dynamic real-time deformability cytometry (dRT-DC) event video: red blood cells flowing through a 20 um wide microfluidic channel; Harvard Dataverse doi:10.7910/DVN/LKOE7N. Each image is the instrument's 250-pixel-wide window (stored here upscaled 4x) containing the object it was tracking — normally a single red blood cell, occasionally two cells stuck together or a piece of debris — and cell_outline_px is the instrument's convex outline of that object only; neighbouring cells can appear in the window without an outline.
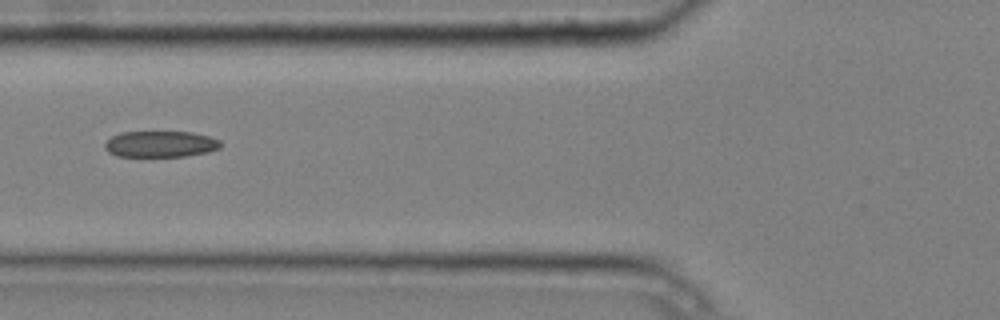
{"species": "common noctule bat (a hibernating species)", "species_latin": "Nyctalus noctula", "temperature_condition": "cold", "stored_images_in_passage": 6, "camera_frame_rate_fps": 3000, "um_per_image_px": 0.085, "animal": {"sex": "male", "body_mass_g": 20.4}, "frame": {"image": 1, "passage_image": 3, "time_ms": 0.667, "image_size_px": [1000, 320], "cell_outline_px": [[224, 144], [220, 148], [208, 152], [184, 156], [116, 156], [108, 152], [104, 148], [104, 144], [112, 136], [120, 132], [192, 132], [208, 136], [220, 140]], "centroid_in_image_um": [13.65, 12.24], "position_along_channel_um": 112.1, "area_um2": 17.74}}
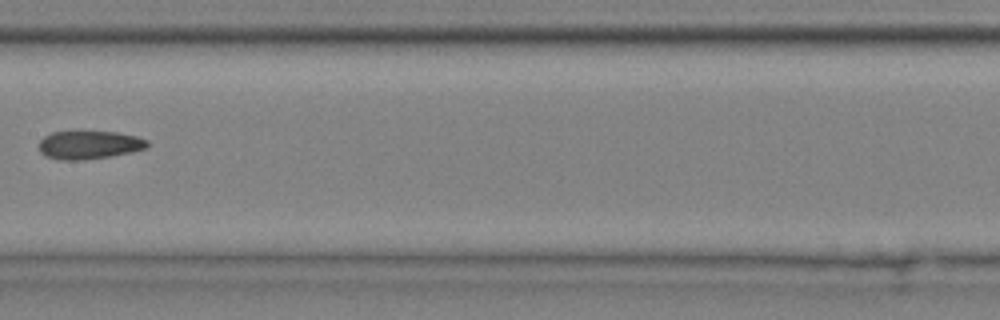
{"frame": {"image": 2, "passage_image": 5, "time_ms": 1.333, "image_size_px": [1000, 320], "cell_outline_px": [[148, 148], [132, 152], [112, 156], [84, 160], [60, 160], [48, 156], [40, 152], [40, 140], [44, 136], [52, 132], [116, 132], [136, 136], [148, 140]], "centroid_in_image_um": [7.61, 12.32], "position_along_channel_um": 199.8, "area_um2": 17.8}}
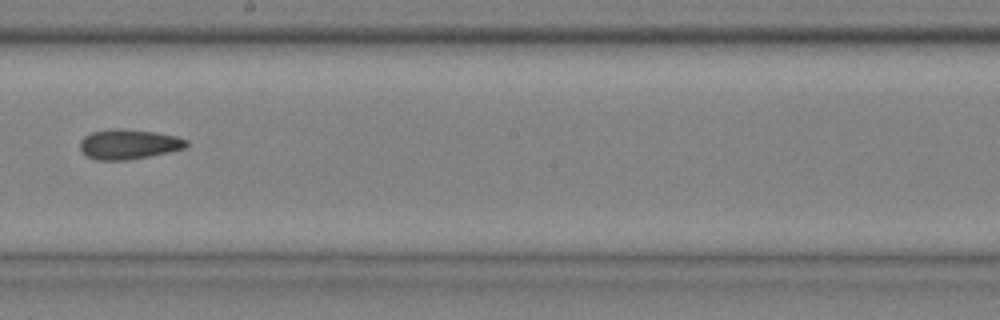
{"frame": {"image": 3, "passage_image": 6, "time_ms": 1.667, "image_size_px": [1000, 320], "cell_outline_px": [[188, 144], [184, 148], [168, 152], [128, 160], [96, 160], [88, 156], [80, 148], [80, 140], [84, 136], [92, 132], [112, 128], [124, 128], [156, 132], [176, 136], [188, 140]], "centroid_in_image_um": [10.93, 12.24], "position_along_channel_um": 237.3, "area_um2": 18.55}}